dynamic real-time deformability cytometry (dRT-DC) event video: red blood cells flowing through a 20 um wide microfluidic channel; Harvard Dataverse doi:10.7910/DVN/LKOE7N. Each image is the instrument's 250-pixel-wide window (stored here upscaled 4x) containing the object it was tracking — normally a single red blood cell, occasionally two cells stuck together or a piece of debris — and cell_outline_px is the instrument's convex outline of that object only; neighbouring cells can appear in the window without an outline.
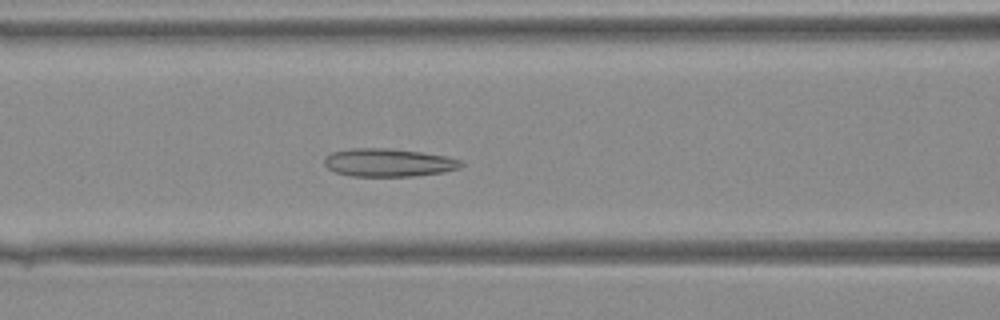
{"species": "Egyptian fruit bat (a non-hibernating species)", "species_latin": "Rousettus aegyptiacus", "temperature_condition": "warm", "stored_images_in_passage": 33, "camera_frame_rate_fps": 3000, "um_per_image_px": 0.085, "animal": {"sex": "female"}, "frame": {"image": 1, "passage_image": 8, "time_ms": 2.333, "image_size_px": [1000, 320], "cell_outline_px": [[464, 164], [460, 168], [444, 172], [412, 176], [352, 176], [336, 172], [328, 168], [324, 164], [324, 160], [332, 152], [348, 148], [384, 148], [420, 152], [444, 156], [460, 160]], "centroid_in_image_um": [33.01, 13.82], "position_along_channel_um": 133.6, "area_um2": 22.2}}
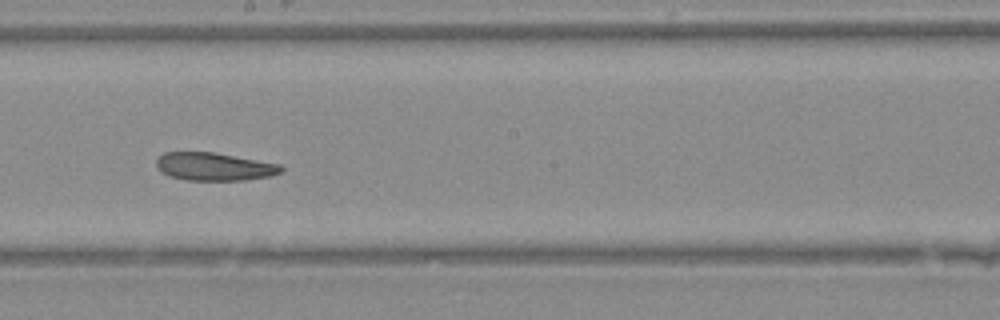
{"frame": {"image": 2, "passage_image": 14, "time_ms": 4.333, "image_size_px": [1000, 320], "cell_outline_px": [[284, 168], [280, 172], [272, 176], [244, 180], [184, 180], [168, 176], [156, 164], [156, 160], [164, 152], [216, 152], [280, 164]], "centroid_in_image_um": [18.24, 14.16], "position_along_channel_um": 230.0, "area_um2": 20.35}}
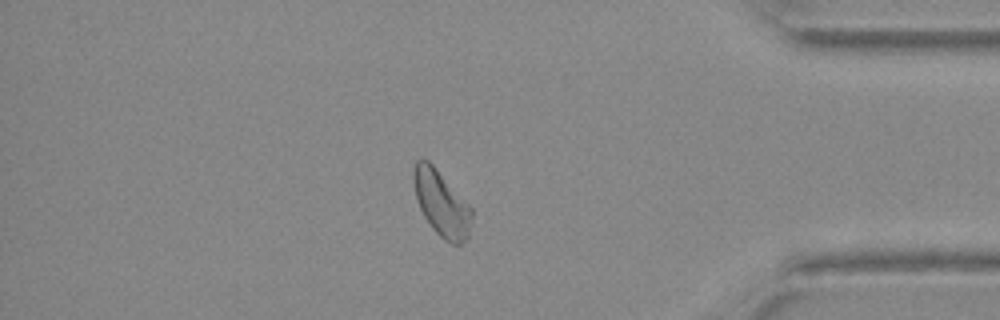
{"frame": {"image": 3, "passage_image": 26, "time_ms": 8.333, "image_size_px": [1000, 320], "cell_outline_px": [[472, 220], [468, 236], [460, 244], [452, 244], [444, 240], [432, 228], [424, 216], [420, 208], [416, 196], [412, 180], [412, 172], [416, 160], [420, 156], [428, 160], [432, 164], [472, 208]], "centroid_in_image_um": [37.5, 17.26], "position_along_channel_um": 397.7, "area_um2": 22.14}}